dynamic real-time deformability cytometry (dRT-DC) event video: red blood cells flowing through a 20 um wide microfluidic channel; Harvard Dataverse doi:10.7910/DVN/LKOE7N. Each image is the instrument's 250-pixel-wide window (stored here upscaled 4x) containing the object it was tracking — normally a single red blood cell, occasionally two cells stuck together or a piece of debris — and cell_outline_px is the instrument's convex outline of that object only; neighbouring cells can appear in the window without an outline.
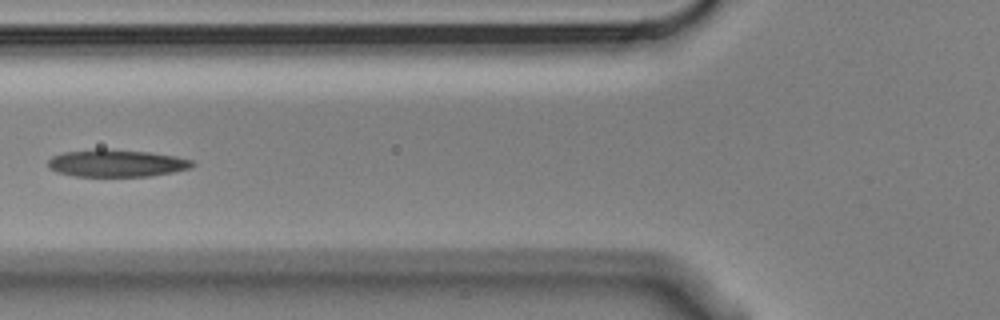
{"species": "Egyptian fruit bat (a non-hibernating species)", "species_latin": "Rousettus aegyptiacus", "temperature_condition": "cold", "stored_images_in_passage": 13, "camera_frame_rate_fps": 3000, "um_per_image_px": 0.085, "animal": {"sex": "male"}, "frame": {"image": 1, "passage_image": 4, "time_ms": 1.0, "image_size_px": [1000, 320], "cell_outline_px": [[196, 164], [192, 168], [152, 176], [72, 176], [56, 172], [48, 168], [48, 160], [52, 156], [64, 152], [96, 148], [104, 148], [148, 152], [176, 156], [192, 160]], "centroid_in_image_um": [9.89, 13.87], "position_along_channel_um": 115.9, "area_um2": 23.24}}
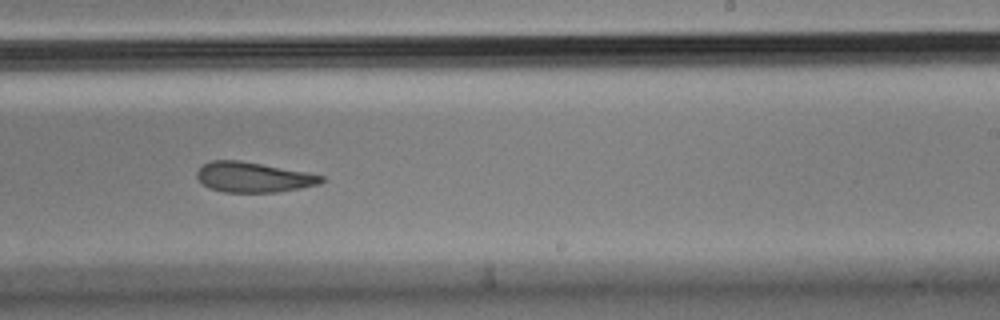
{"frame": {"image": 2, "passage_image": 8, "time_ms": 2.333, "image_size_px": [1000, 320], "cell_outline_px": [[324, 180], [320, 184], [280, 192], [224, 192], [208, 188], [196, 176], [196, 172], [200, 164], [212, 160], [240, 160], [304, 172], [324, 176]], "centroid_in_image_um": [21.48, 15.06], "position_along_channel_um": 267.5, "area_um2": 21.85}}
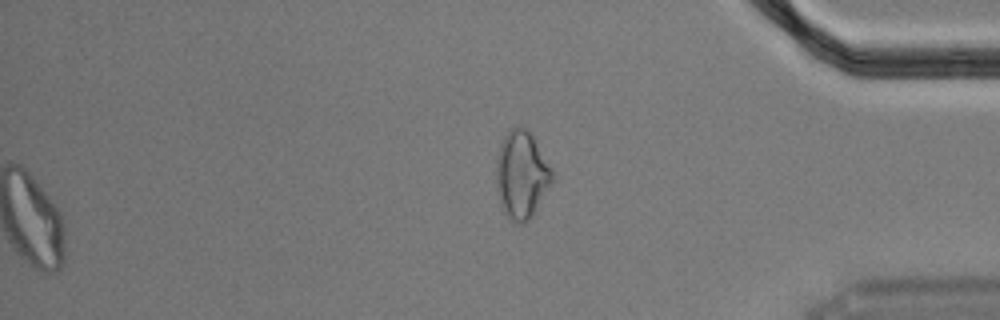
{"frame": {"image": 3, "passage_image": 13, "time_ms": 4.0, "image_size_px": [1000, 320], "cell_outline_px": [[556, 176], [532, 216], [524, 224], [512, 220], [504, 212], [496, 192], [496, 160], [500, 144], [508, 128], [516, 124], [524, 128], [532, 136], [552, 168]], "centroid_in_image_um": [44.33, 14.83], "position_along_channel_um": 390.9, "area_um2": 28.73}}